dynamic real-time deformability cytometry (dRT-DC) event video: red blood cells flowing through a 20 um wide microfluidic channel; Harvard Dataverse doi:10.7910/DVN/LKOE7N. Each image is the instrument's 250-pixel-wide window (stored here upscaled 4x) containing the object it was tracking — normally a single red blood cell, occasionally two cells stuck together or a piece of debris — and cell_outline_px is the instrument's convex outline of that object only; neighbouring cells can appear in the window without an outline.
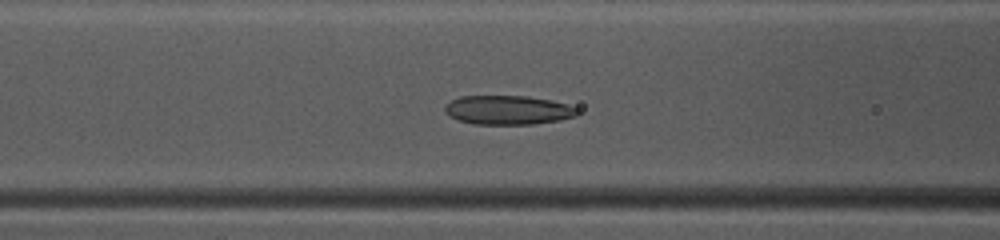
{"species": "common noctule bat (a hibernating species)", "species_latin": "Nyctalus noctula", "temperature_condition": "warm", "stored_images_in_passage": 36, "camera_frame_rate_fps": 3000, "um_per_image_px": 0.085, "animal": {"sex": "female", "body_mass_g": 10.0, "forearm_length_mm": 53.1}, "frame": {"image": 1, "passage_image": 8, "time_ms": 2.333, "image_size_px": [1000, 240], "cell_outline_px": [[580, 112], [576, 116], [560, 120], [532, 124], [476, 124], [460, 120], [444, 112], [444, 108], [452, 100], [460, 96], [528, 96], [552, 100], [568, 104], [576, 108]], "centroid_in_image_um": [43.23, 9.35], "position_along_channel_um": 123.4, "area_um2": 22.37}}
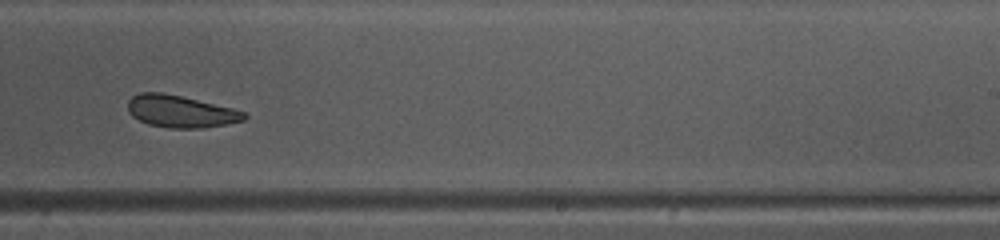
{"frame": {"image": 2, "passage_image": 19, "time_ms": 6.0, "image_size_px": [1000, 240], "cell_outline_px": [[248, 116], [244, 120], [204, 128], [168, 128], [148, 124], [132, 116], [128, 112], [128, 100], [132, 96], [140, 92], [164, 92], [232, 108], [244, 112]], "centroid_in_image_um": [15.31, 9.46], "position_along_channel_um": 273.7, "area_um2": 21.73}}
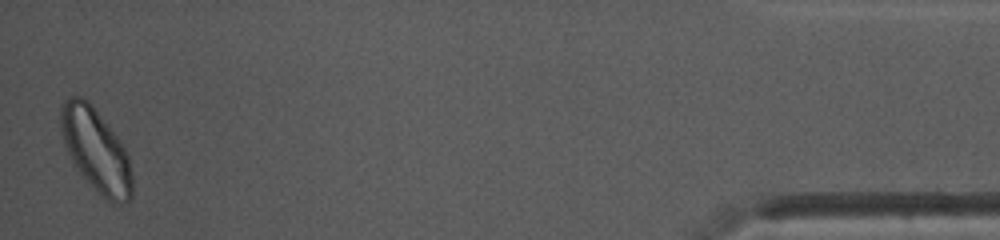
{"frame": {"image": 3, "passage_image": 36, "time_ms": 11.667, "image_size_px": [1000, 240], "cell_outline_px": [[132, 196], [124, 204], [112, 204], [80, 172], [72, 160], [64, 144], [60, 124], [60, 104], [68, 96], [84, 96], [92, 104], [108, 124], [124, 148], [128, 156], [132, 172]], "centroid_in_image_um": [8.15, 12.7], "position_along_channel_um": 427.0, "area_um2": 34.28}, "authors_computed_cell_mechanics": {"area_um2": 23.0911, "velocity_mm_per_s": 4.1006, "shape_relaxation_time_tau1_ms": 3.5954, "shape_relaxation_time_tau2_ms": 8.487, "deformation_change_tau1": 0.106, "deformation_change_tau2": 0.1142}}